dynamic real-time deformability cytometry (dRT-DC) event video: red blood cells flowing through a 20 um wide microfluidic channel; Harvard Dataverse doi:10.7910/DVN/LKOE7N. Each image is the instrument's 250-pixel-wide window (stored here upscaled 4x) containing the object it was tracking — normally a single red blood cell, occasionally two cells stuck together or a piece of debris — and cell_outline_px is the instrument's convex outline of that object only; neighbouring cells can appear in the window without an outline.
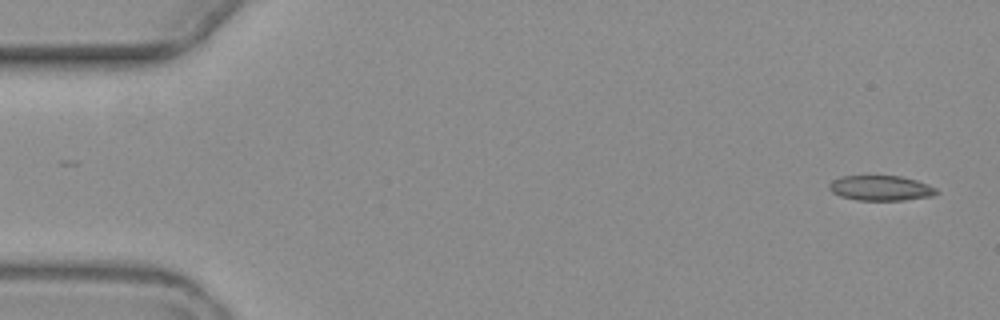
{"species": "common noctule bat (a hibernating species)", "species_latin": "Nyctalus noctula", "temperature_condition": "warm", "stored_images_in_passage": 5, "camera_frame_rate_fps": 3000, "um_per_image_px": 0.085, "animal": {"sex": "female", "body_mass_g": 19.3, "forearm_length_mm": 54.1}, "frame": {"image": 1, "passage_image": 1, "time_ms": 0.0, "image_size_px": [1000, 320], "cell_outline_px": [[940, 192], [932, 196], [904, 200], [856, 200], [840, 196], [832, 192], [828, 188], [828, 184], [832, 180], [840, 176], [900, 176], [916, 180], [928, 184], [936, 188]], "centroid_in_image_um": [74.85, 15.98], "position_along_channel_um": 10.1, "area_um2": 15.78}}
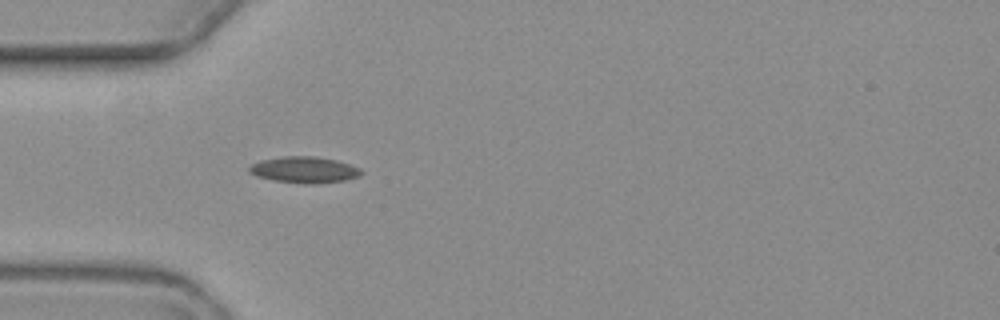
{"frame": {"image": 2, "passage_image": 5, "time_ms": 5.0, "image_size_px": [1000, 320], "cell_outline_px": [[364, 172], [360, 176], [344, 180], [320, 184], [304, 184], [272, 180], [256, 176], [248, 172], [248, 168], [252, 164], [260, 160], [284, 156], [316, 156], [336, 160], [360, 168]], "centroid_in_image_um": [25.86, 14.44], "position_along_channel_um": 59.1, "area_um2": 17.34}}